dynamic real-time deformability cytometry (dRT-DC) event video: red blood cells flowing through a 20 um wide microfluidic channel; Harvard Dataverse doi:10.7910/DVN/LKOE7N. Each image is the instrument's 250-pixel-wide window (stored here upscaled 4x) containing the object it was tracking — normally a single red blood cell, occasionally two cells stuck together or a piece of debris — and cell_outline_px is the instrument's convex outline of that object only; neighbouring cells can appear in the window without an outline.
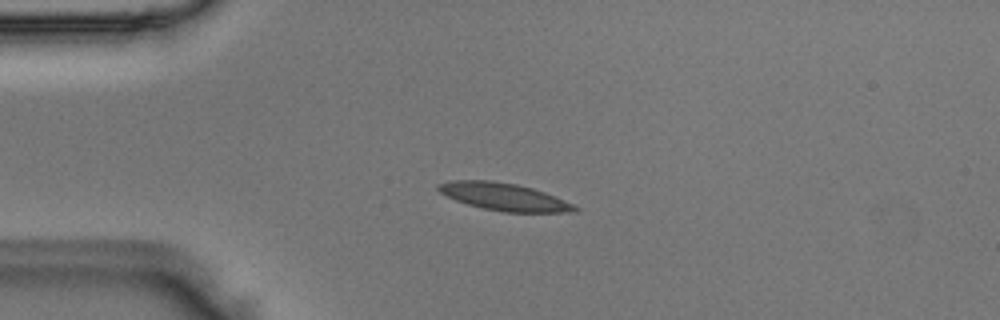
{"species": "Egyptian fruit bat (a non-hibernating species)", "species_latin": "Rousettus aegyptiacus", "temperature_condition": "room temperature", "stored_images_in_passage": 51, "camera_frame_rate_fps": 3000, "um_per_image_px": 0.085, "animal": {"sex": "male"}, "frame": {"image": 1, "passage_image": 12, "time_ms": 3.667, "image_size_px": [1000, 320], "cell_outline_px": [[580, 208], [576, 212], [504, 212], [484, 208], [468, 204], [456, 200], [440, 192], [436, 188], [436, 184], [452, 180], [492, 180], [516, 184], [532, 188], [544, 192], [572, 204]], "centroid_in_image_um": [42.82, 16.72], "position_along_channel_um": 42.2, "area_um2": 21.62}}
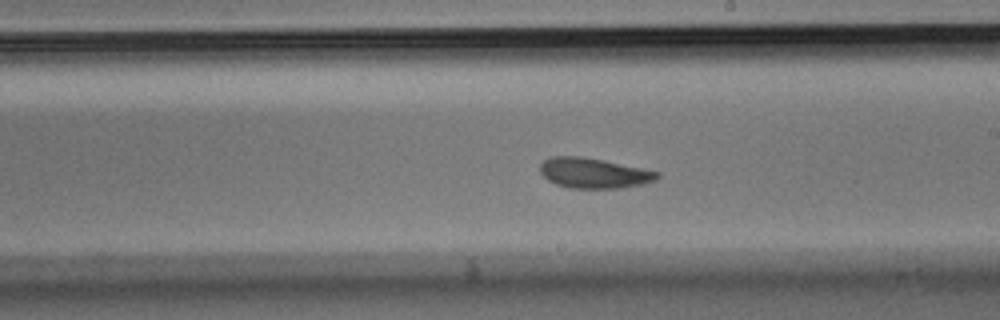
{"frame": {"image": 2, "passage_image": 29, "time_ms": 9.333, "image_size_px": [1000, 320], "cell_outline_px": [[660, 176], [656, 180], [644, 184], [620, 188], [568, 188], [556, 184], [548, 180], [540, 172], [540, 164], [544, 160], [552, 156], [580, 156], [660, 172]], "centroid_in_image_um": [50.46, 14.72], "position_along_channel_um": 238.5, "area_um2": 20.46}}
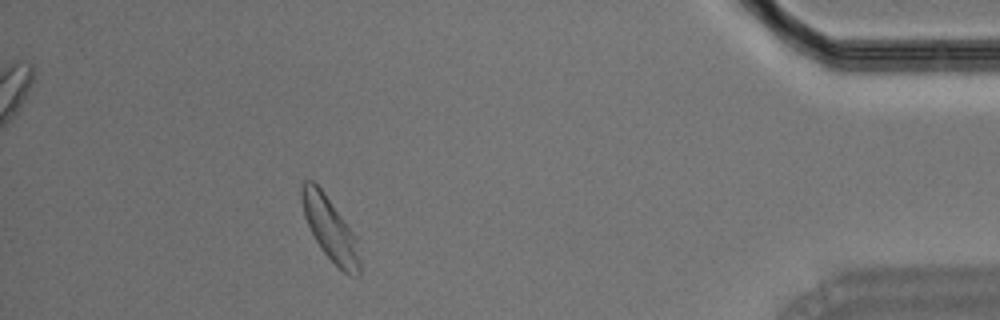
{"frame": {"image": 3, "passage_image": 46, "time_ms": 15.0, "image_size_px": [1000, 320], "cell_outline_px": [[360, 276], [348, 276], [324, 252], [316, 240], [304, 216], [300, 196], [300, 188], [304, 180], [312, 180], [320, 188], [352, 232], [356, 240], [360, 260]], "centroid_in_image_um": [28.04, 19.46], "position_along_channel_um": 407.2, "area_um2": 20.69}}